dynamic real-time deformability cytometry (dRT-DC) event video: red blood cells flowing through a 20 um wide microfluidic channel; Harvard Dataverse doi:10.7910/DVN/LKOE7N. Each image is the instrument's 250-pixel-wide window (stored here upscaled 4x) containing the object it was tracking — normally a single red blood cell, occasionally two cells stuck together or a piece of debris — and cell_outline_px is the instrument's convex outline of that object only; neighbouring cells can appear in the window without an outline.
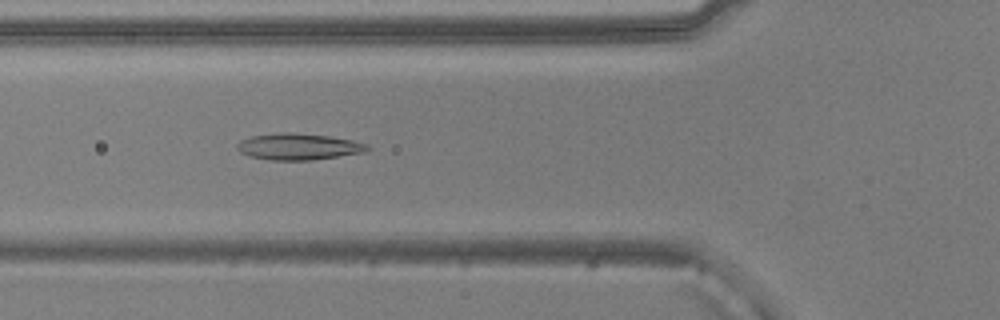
{"species": "common noctule bat (a hibernating species)", "species_latin": "Nyctalus noctula", "temperature_condition": "warm", "stored_images_in_passage": 8, "camera_frame_rate_fps": 3000, "um_per_image_px": 0.085, "animal": {"sex": "male", "body_mass_g": 20.5, "forearm_length_mm": 52.5}, "frame": {"image": 1, "passage_image": 7, "time_ms": 2.0, "image_size_px": [1000, 320], "cell_outline_px": [[372, 148], [364, 152], [312, 160], [268, 160], [248, 156], [240, 152], [236, 148], [236, 144], [240, 140], [252, 136], [280, 132], [292, 132], [328, 136], [352, 140], [368, 144]], "centroid_in_image_um": [25.35, 12.46], "position_along_channel_um": 100.5, "area_um2": 20.17}}